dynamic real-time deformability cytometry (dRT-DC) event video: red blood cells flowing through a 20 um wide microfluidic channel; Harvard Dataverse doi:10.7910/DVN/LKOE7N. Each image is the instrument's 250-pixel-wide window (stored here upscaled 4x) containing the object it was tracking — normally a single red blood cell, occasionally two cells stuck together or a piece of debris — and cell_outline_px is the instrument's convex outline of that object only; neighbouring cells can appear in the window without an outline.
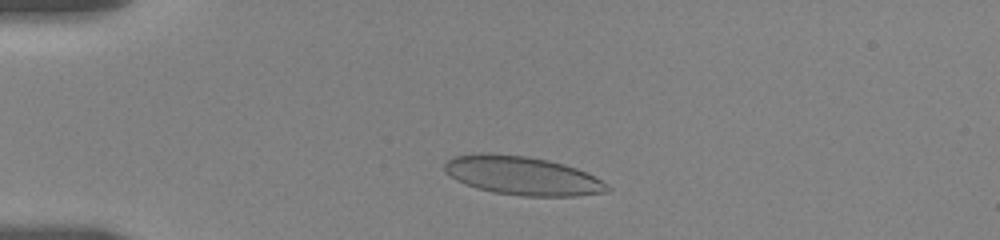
{"species": "human", "species_latin": "Homo sapiens", "temperature_condition": "room temperature", "stored_images_in_passage": 25, "camera_frame_rate_fps": 3000, "um_per_image_px": 0.085, "donor": {"sex": "female"}, "frame": {"image": 1, "passage_image": 10, "time_ms": 2.333, "image_size_px": [1000, 240], "cell_outline_px": [[612, 188], [608, 192], [576, 196], [524, 196], [496, 192], [480, 188], [456, 180], [444, 172], [444, 164], [448, 160], [456, 156], [476, 152], [492, 152], [528, 156], [548, 160], [564, 164], [588, 172], [608, 184]], "centroid_in_image_um": [44.43, 14.91], "position_along_channel_um": 40.6, "area_um2": 36.88}}
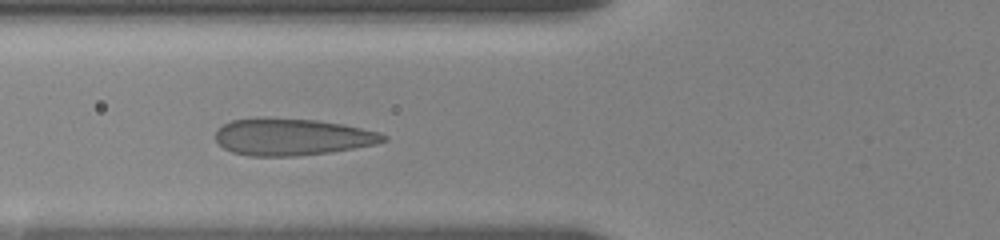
{"frame": {"image": 2, "passage_image": 24, "time_ms": 5.0, "image_size_px": [1000, 240], "cell_outline_px": [[388, 140], [376, 144], [328, 152], [296, 156], [248, 156], [232, 152], [224, 148], [216, 140], [216, 128], [232, 120], [256, 116], [268, 116], [316, 120], [344, 124], [380, 132], [388, 136]], "centroid_in_image_um": [24.8, 11.61], "position_along_channel_um": 101.0, "area_um2": 36.65}}